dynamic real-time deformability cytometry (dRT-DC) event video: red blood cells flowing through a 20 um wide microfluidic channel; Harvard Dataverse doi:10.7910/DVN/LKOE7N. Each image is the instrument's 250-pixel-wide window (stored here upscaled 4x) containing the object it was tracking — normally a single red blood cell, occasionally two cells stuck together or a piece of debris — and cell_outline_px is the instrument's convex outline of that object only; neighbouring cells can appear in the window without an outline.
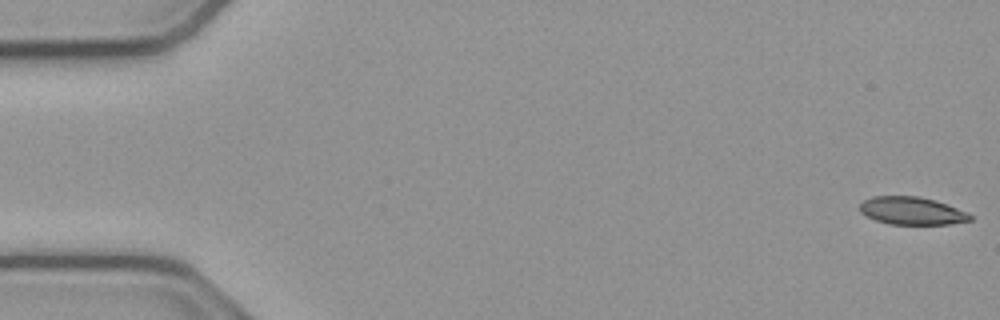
{"species": "common noctule bat (a hibernating species)", "species_latin": "Nyctalus noctula", "temperature_condition": "cold", "stored_images_in_passage": 54, "camera_frame_rate_fps": 3000, "um_per_image_px": 0.085, "animal": {"sex": "male", "body_mass_g": 23.1, "forearm_length_mm": 52.7}, "frame": {"image": 1, "passage_image": 1, "time_ms": 0.0, "image_size_px": [1000, 320], "cell_outline_px": [[972, 220], [948, 224], [888, 224], [876, 220], [860, 212], [860, 204], [864, 200], [872, 196], [916, 196], [936, 200], [956, 208], [972, 216]], "centroid_in_image_um": [77.47, 17.91], "position_along_channel_um": 7.5, "area_um2": 17.63}}
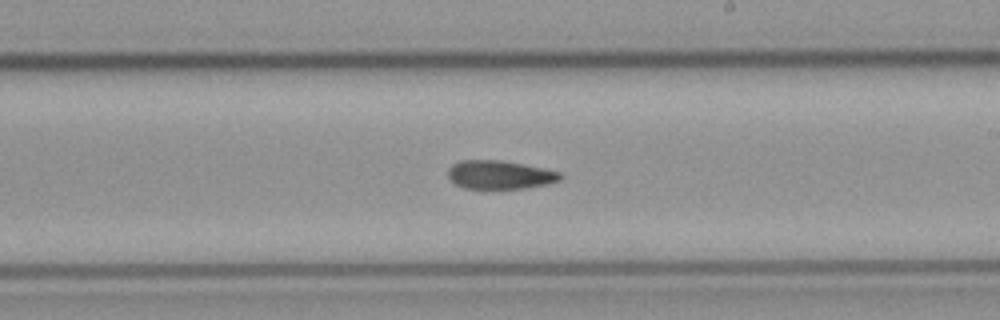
{"frame": {"image": 2, "passage_image": 31, "time_ms": 10.0, "image_size_px": [1000, 320], "cell_outline_px": [[564, 176], [560, 180], [548, 184], [524, 188], [464, 188], [456, 184], [448, 176], [448, 168], [452, 164], [460, 160], [500, 160], [560, 172]], "centroid_in_image_um": [42.47, 14.85], "position_along_channel_um": 246.5, "area_um2": 18.44}}
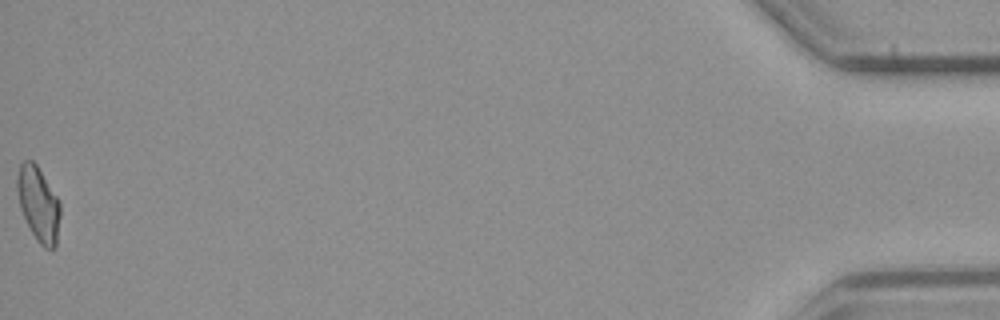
{"frame": {"image": 3, "passage_image": 54, "time_ms": 17.667, "image_size_px": [1000, 320], "cell_outline_px": [[60, 216], [56, 248], [44, 248], [36, 240], [20, 208], [16, 188], [16, 180], [20, 164], [24, 160], [32, 160], [36, 164], [60, 200]], "centroid_in_image_um": [3.27, 17.33], "position_along_channel_um": 431.9, "area_um2": 18.79}, "authors_computed_cell_mechanics": {"area_um2": 19.1318, "velocity_mm_per_s": 3.8251, "shape_relaxation_time_tau1_ms": null, "shape_relaxation_time_tau2_ms": 8.5976, "deformation_change_tau1": null, "deformation_change_tau2": 0.1736}}